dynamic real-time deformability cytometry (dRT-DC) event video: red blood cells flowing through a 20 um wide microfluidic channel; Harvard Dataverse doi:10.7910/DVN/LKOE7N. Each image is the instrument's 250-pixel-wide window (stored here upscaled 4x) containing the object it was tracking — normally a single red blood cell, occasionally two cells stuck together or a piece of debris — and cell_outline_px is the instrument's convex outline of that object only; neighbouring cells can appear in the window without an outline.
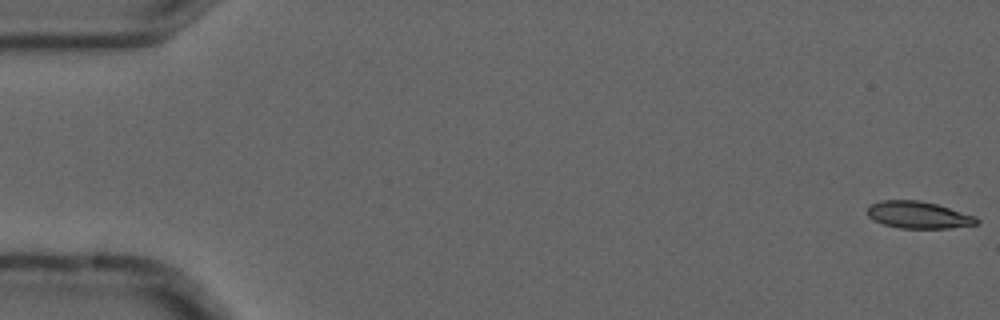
{"species": "common noctule bat (a hibernating species)", "species_latin": "Nyctalus noctula", "temperature_condition": "cold", "stored_images_in_passage": 5, "camera_frame_rate_fps": 3000, "um_per_image_px": 0.085, "animal": {"sex": "male", "forearm_length_mm": 52.5}, "frame": {"image": 1, "passage_image": 1, "time_ms": 0.0, "image_size_px": [1000, 320], "cell_outline_px": [[980, 224], [948, 228], [900, 228], [884, 224], [868, 216], [868, 208], [872, 204], [880, 200], [920, 200], [936, 204], [976, 216], [980, 220]], "centroid_in_image_um": [78.11, 18.27], "position_along_channel_um": 6.9, "area_um2": 17.11}}
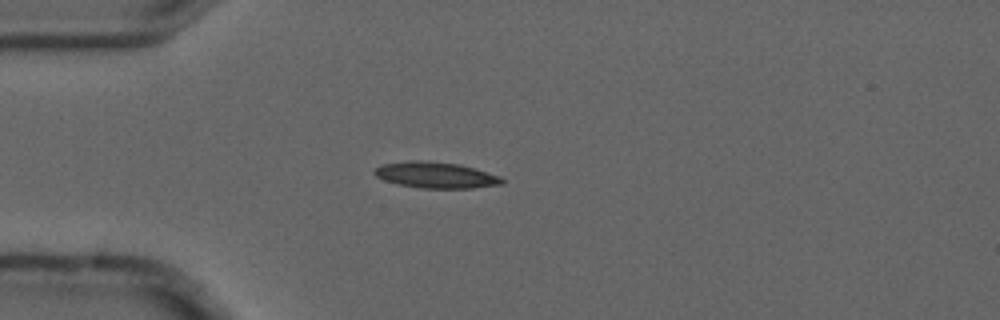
{"frame": {"image": 2, "passage_image": 4, "time_ms": 1.0, "image_size_px": [1000, 320], "cell_outline_px": [[504, 184], [472, 188], [420, 188], [400, 184], [384, 180], [376, 176], [372, 172], [376, 168], [384, 164], [412, 160], [428, 160], [460, 164], [500, 176], [504, 180]], "centroid_in_image_um": [37.06, 14.87], "position_along_channel_um": 47.9, "area_um2": 19.36}}